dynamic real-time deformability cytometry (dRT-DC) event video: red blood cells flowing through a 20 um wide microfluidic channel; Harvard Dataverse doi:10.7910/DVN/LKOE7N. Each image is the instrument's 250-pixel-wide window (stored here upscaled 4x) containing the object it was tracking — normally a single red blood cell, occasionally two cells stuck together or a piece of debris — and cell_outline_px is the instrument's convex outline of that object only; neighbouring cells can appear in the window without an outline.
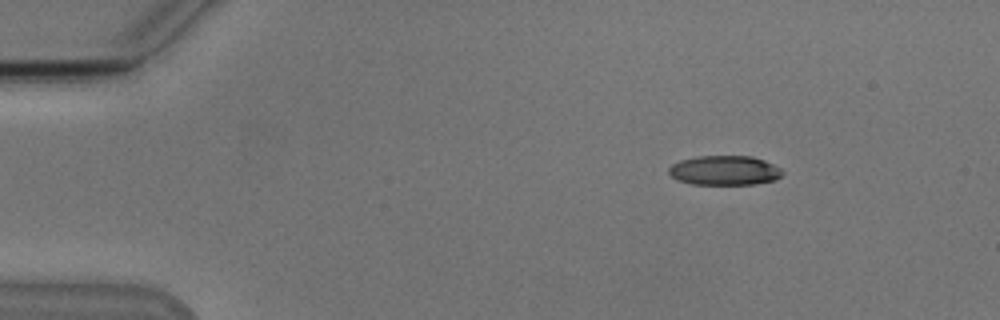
{"species": "Egyptian fruit bat (a non-hibernating species)", "species_latin": "Rousettus aegyptiacus", "temperature_condition": "cold", "stored_images_in_passage": 47, "camera_frame_rate_fps": 3000, "um_per_image_px": 0.085, "animal": {"sex": "male"}, "frame": {"image": 1, "passage_image": 1, "time_ms": 0.0, "image_size_px": [1000, 320], "cell_outline_px": [[784, 172], [776, 180], [756, 184], [692, 184], [676, 180], [668, 172], [668, 168], [672, 164], [680, 160], [696, 156], [752, 156], [764, 160], [780, 168]], "centroid_in_image_um": [61.57, 14.48], "position_along_channel_um": 23.4, "area_um2": 19.65}}
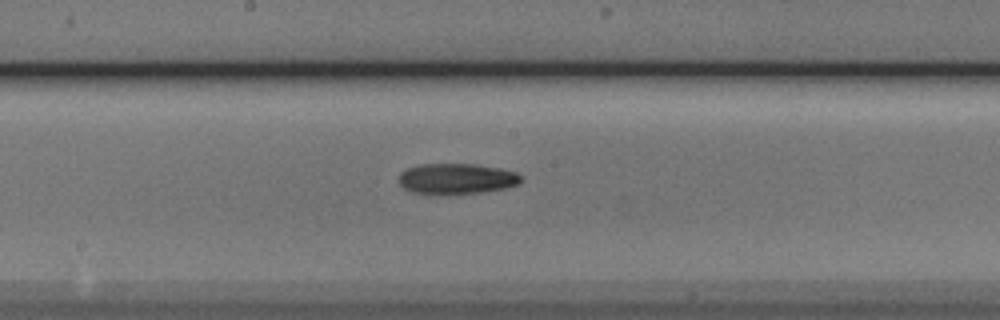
{"frame": {"image": 2, "passage_image": 22, "time_ms": 7.0, "image_size_px": [1000, 320], "cell_outline_px": [[524, 176], [520, 184], [504, 188], [484, 192], [448, 196], [428, 196], [412, 192], [404, 188], [400, 184], [400, 172], [408, 168], [420, 164], [476, 164], [500, 168], [516, 172]], "centroid_in_image_um": [38.82, 15.23], "position_along_channel_um": 209.4, "area_um2": 22.66}}
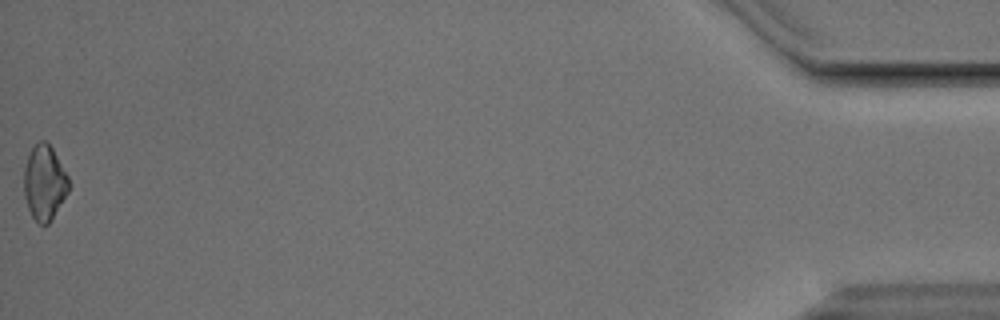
{"frame": {"image": 3, "passage_image": 47, "time_ms": 15.333, "image_size_px": [1000, 320], "cell_outline_px": [[68, 192], [48, 224], [40, 224], [32, 216], [28, 208], [24, 196], [24, 168], [28, 156], [32, 148], [40, 140], [44, 140], [52, 148], [68, 176]], "centroid_in_image_um": [3.76, 15.52], "position_along_channel_um": 431.4, "area_um2": 19.19}, "authors_computed_cell_mechanics": {"area_um2": 20.8658, "velocity_mm_per_s": 3.8386, "shape_relaxation_time_tau1_ms": 4.7921, "shape_relaxation_time_tau2_ms": null, "deformation_change_tau1": 0.1486, "deformation_change_tau2": null}}